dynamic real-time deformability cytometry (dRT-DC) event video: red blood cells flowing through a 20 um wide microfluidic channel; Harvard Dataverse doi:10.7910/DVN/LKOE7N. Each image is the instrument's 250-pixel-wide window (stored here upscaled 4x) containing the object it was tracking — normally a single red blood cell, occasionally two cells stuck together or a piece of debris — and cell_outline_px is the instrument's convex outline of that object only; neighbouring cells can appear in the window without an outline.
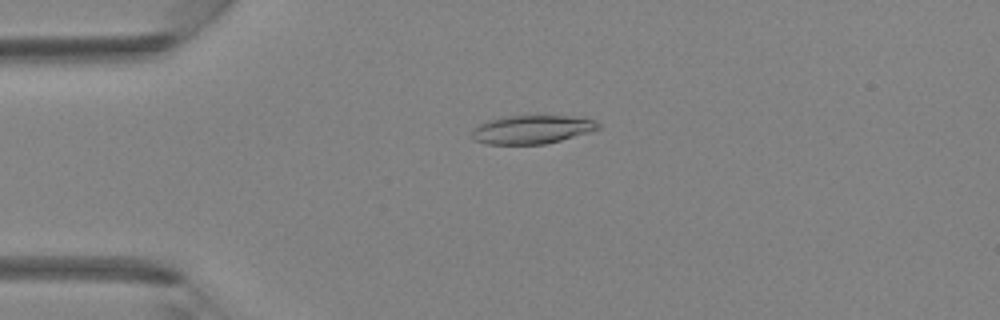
{"species": "Egyptian fruit bat (a non-hibernating species)", "species_latin": "Rousettus aegyptiacus", "temperature_condition": "room temperature", "stored_images_in_passage": 42, "camera_frame_rate_fps": 3000, "um_per_image_px": 0.085, "animal": {"sex": "female"}, "frame": {"image": 1, "passage_image": 10, "time_ms": 3.0, "image_size_px": [1000, 320], "cell_outline_px": [[600, 128], [592, 132], [544, 144], [484, 144], [472, 140], [472, 128], [488, 120], [500, 116], [536, 112], [544, 112], [584, 116], [596, 120], [600, 124]], "centroid_in_image_um": [45.28, 10.92], "position_along_channel_um": 39.7, "area_um2": 22.72}}
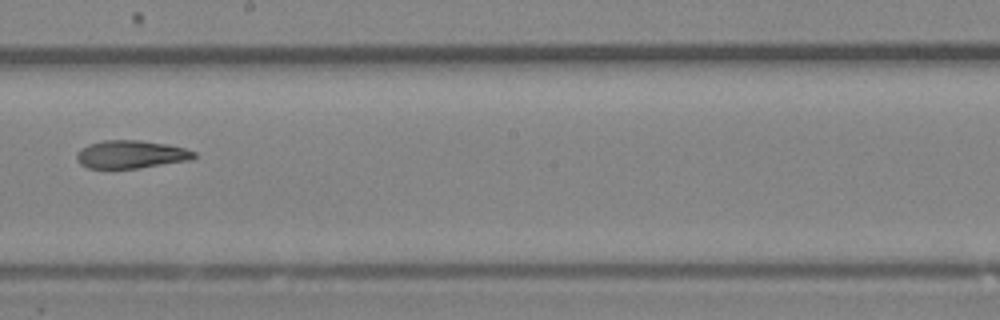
{"frame": {"image": 2, "passage_image": 24, "time_ms": 7.667, "image_size_px": [1000, 320], "cell_outline_px": [[196, 156], [192, 160], [140, 168], [88, 168], [80, 164], [76, 160], [76, 152], [80, 148], [88, 144], [104, 140], [140, 140], [168, 144], [184, 148], [196, 152]], "centroid_in_image_um": [11.13, 13.12], "position_along_channel_um": 237.1, "area_um2": 19.36}}
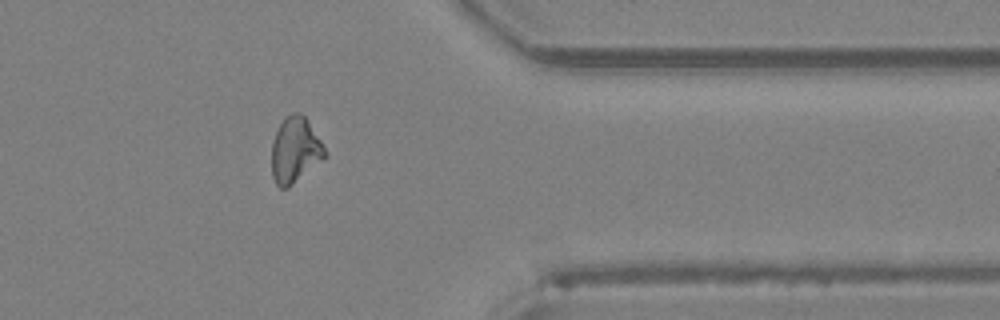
{"frame": {"image": 3, "passage_image": 34, "time_ms": 11.0, "image_size_px": [1000, 320], "cell_outline_px": [[328, 152], [324, 156], [288, 188], [280, 188], [276, 184], [272, 176], [272, 140], [284, 116], [292, 112], [300, 112], [308, 120]], "centroid_in_image_um": [25.05, 12.71], "position_along_channel_um": 386.3, "area_um2": 20.11}}